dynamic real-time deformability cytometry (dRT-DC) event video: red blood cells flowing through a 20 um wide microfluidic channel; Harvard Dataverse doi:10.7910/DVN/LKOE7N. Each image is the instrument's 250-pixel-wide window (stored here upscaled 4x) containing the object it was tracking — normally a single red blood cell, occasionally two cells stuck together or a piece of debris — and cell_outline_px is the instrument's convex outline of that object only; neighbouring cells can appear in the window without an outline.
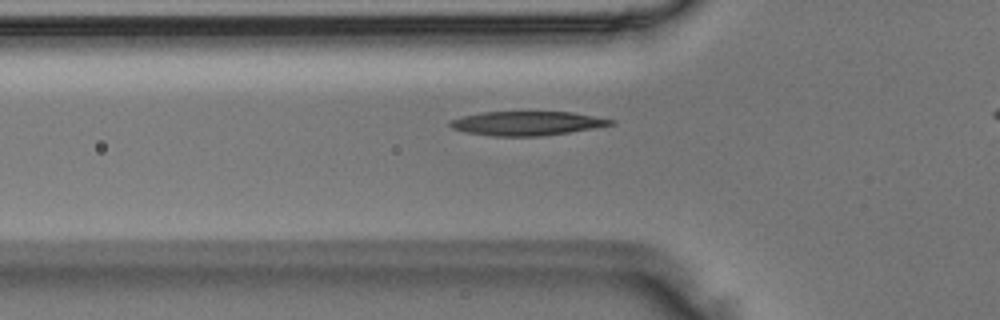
{"species": "Egyptian fruit bat (a non-hibernating species)", "species_latin": "Rousettus aegyptiacus", "temperature_condition": "room temperature", "stored_images_in_passage": 33, "camera_frame_rate_fps": 3000, "um_per_image_px": 0.085, "animal": {"sex": "male"}, "frame": {"image": 1, "passage_image": 9, "time_ms": 2.667, "image_size_px": [1000, 320], "cell_outline_px": [[616, 120], [612, 124], [592, 128], [568, 132], [540, 136], [492, 136], [464, 132], [452, 128], [448, 124], [448, 120], [464, 116], [484, 112], [572, 112]], "centroid_in_image_um": [44.73, 10.48], "position_along_channel_um": 81.1, "area_um2": 22.37}}
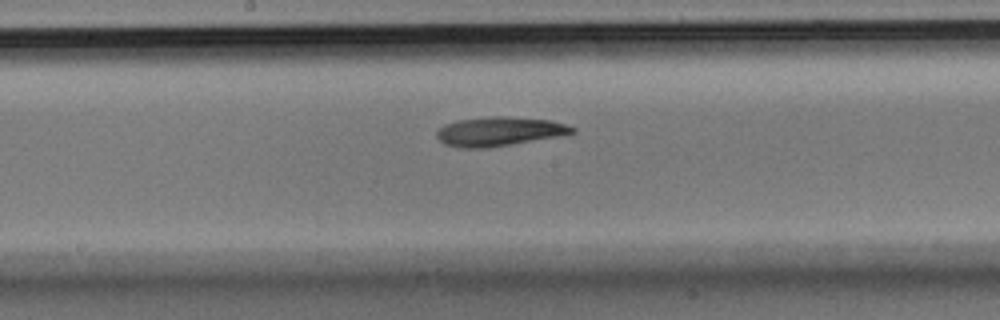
{"frame": {"image": 2, "passage_image": 18, "time_ms": 5.667, "image_size_px": [1000, 320], "cell_outline_px": [[576, 132], [568, 136], [488, 148], [460, 148], [444, 144], [436, 136], [436, 132], [444, 124], [456, 120], [492, 116], [504, 116], [552, 120], [576, 128]], "centroid_in_image_um": [42.5, 11.18], "position_along_channel_um": 205.7, "area_um2": 23.58}}
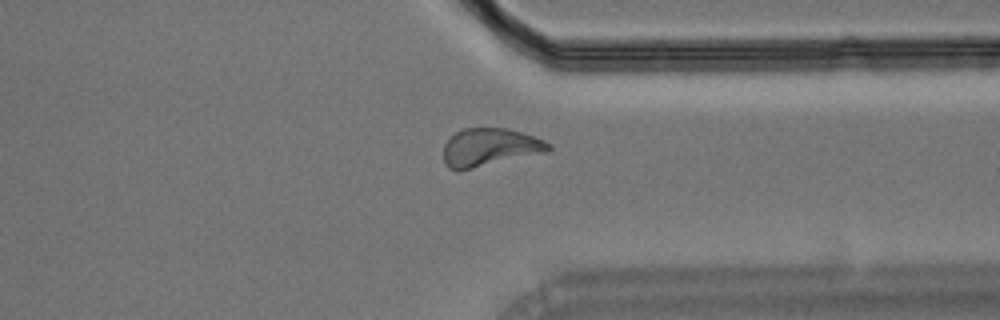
{"frame": {"image": 3, "passage_image": 30, "time_ms": 9.667, "image_size_px": [1000, 320], "cell_outline_px": [[552, 148], [548, 152], [456, 172], [448, 168], [444, 164], [444, 144], [456, 132], [464, 128], [508, 128], [544, 140], [552, 144]], "centroid_in_image_um": [41.63, 12.54], "position_along_channel_um": 369.8, "area_um2": 23.41}}